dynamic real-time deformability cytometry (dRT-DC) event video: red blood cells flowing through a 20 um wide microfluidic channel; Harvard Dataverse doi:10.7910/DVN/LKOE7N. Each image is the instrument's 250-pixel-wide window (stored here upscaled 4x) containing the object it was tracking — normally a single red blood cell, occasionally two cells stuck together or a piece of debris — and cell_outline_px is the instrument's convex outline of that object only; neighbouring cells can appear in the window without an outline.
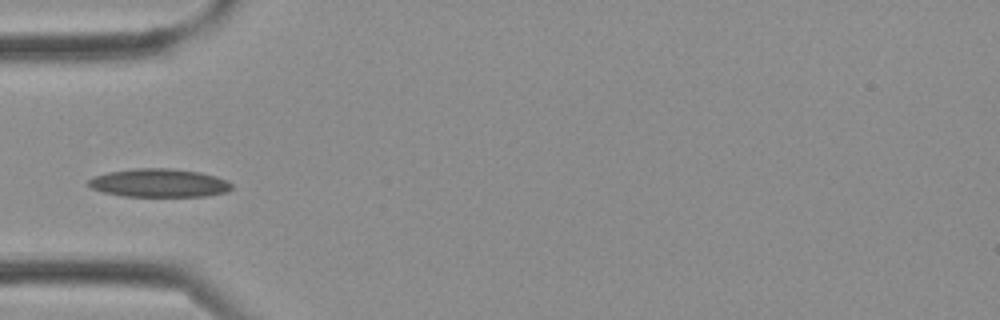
{"species": "Egyptian fruit bat (a non-hibernating species)", "species_latin": "Rousettus aegyptiacus", "temperature_condition": "cold", "stored_images_in_passage": 4, "camera_frame_rate_fps": 3000, "um_per_image_px": 0.085, "frame": {"image": 1, "passage_image": 4, "time_ms": 1.0, "image_size_px": [1000, 320], "cell_outline_px": [[232, 188], [228, 192], [204, 196], [124, 196], [104, 192], [92, 188], [88, 184], [88, 180], [92, 176], [108, 172], [136, 168], [168, 168], [200, 172], [216, 176], [228, 180], [232, 184]], "centroid_in_image_um": [13.54, 15.55], "position_along_channel_um": 71.5, "area_um2": 23.7}}